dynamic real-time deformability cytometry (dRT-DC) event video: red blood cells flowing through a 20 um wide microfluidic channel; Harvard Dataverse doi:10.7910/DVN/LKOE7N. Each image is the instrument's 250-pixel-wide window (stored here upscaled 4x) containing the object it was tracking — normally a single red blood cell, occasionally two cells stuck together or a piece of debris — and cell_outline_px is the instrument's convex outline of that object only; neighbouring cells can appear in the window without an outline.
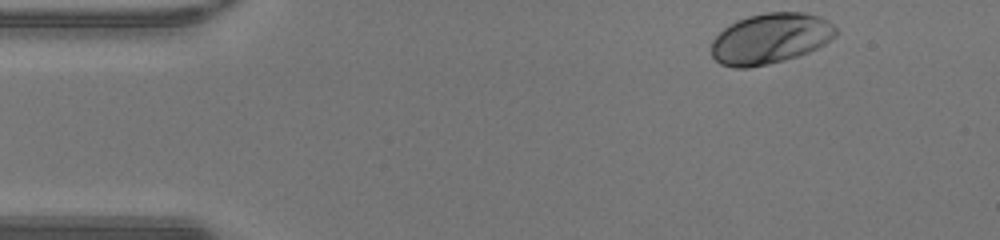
{"species": "human", "species_latin": "Homo sapiens", "temperature_condition": "warm", "stored_images_in_passage": 43, "camera_frame_rate_fps": 3000, "um_per_image_px": 0.085, "donor": {"sex": "male"}, "frame": {"image": 1, "passage_image": 1, "time_ms": 0.0, "image_size_px": [1000, 240], "cell_outline_px": [[836, 36], [824, 44], [808, 52], [784, 60], [768, 64], [748, 68], [732, 68], [720, 64], [712, 56], [712, 40], [724, 28], [736, 20], [748, 16], [768, 12], [804, 12], [820, 16], [828, 20], [836, 28]], "centroid_in_image_um": [65.47, 3.27], "position_along_channel_um": 19.5, "area_um2": 36.7}}
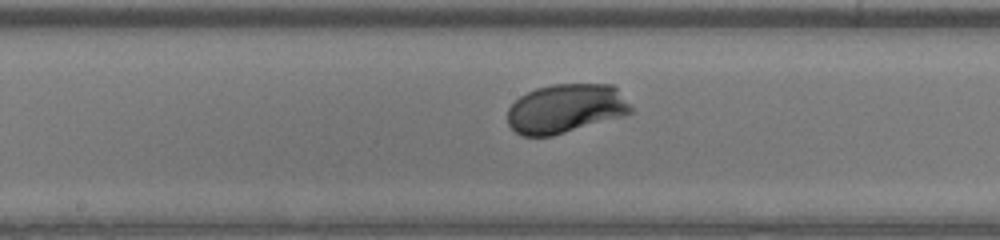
{"frame": {"image": 2, "passage_image": 20, "time_ms": 6.333, "image_size_px": [1000, 240], "cell_outline_px": [[632, 112], [624, 116], [552, 136], [520, 136], [508, 124], [508, 108], [520, 96], [536, 88], [552, 84], [612, 84], [616, 88], [632, 108]], "centroid_in_image_um": [48.07, 9.23], "position_along_channel_um": 200.1, "area_um2": 35.2}}
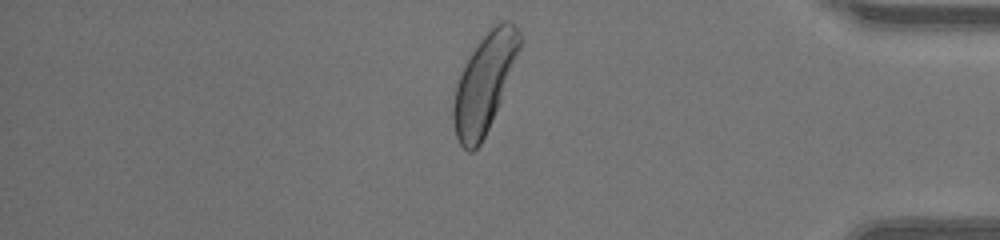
{"frame": {"image": 3, "passage_image": 36, "time_ms": 11.667, "image_size_px": [1000, 240], "cell_outline_px": [[520, 48], [500, 100], [488, 128], [480, 144], [472, 152], [468, 152], [460, 144], [456, 136], [452, 120], [452, 108], [456, 84], [464, 64], [480, 40], [500, 20], [512, 20], [520, 32]], "centroid_in_image_um": [41.14, 7.06], "position_along_channel_um": 394.1, "area_um2": 37.05}, "authors_computed_cell_mechanics": {"area_um2": 35.258, "velocity_mm_per_s": 4.2646, "shape_relaxation_time_tau1_ms": 1.3293, "shape_relaxation_time_tau2_ms": null, "deformation_change_tau1": 0.1464, "deformation_change_tau2": null}}